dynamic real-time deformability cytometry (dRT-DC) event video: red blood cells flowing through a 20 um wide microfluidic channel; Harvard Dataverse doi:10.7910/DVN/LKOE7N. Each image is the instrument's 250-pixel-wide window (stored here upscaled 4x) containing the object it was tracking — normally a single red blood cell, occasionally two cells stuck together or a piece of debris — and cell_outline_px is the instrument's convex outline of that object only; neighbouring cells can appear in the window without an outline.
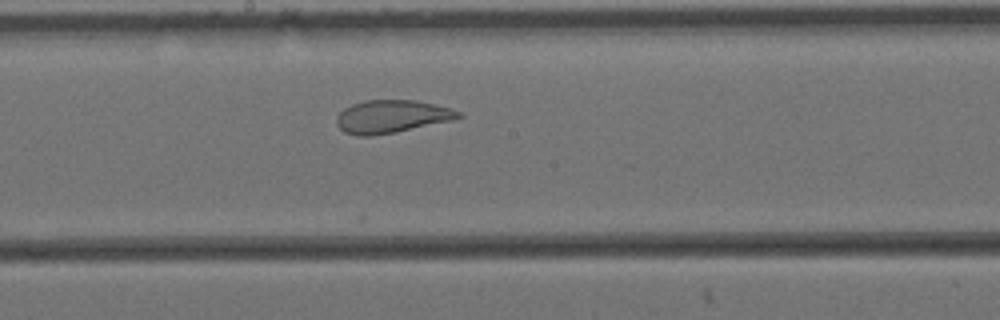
{"species": "Egyptian fruit bat (a non-hibernating species)", "species_latin": "Rousettus aegyptiacus", "temperature_condition": "cold", "stored_images_in_passage": 10, "camera_frame_rate_fps": 3000, "um_per_image_px": 0.085, "animal": {"sex": "female"}, "frame": {"image": 1, "passage_image": 9, "time_ms": 2.667, "image_size_px": [1000, 320], "cell_outline_px": [[464, 116], [452, 120], [396, 132], [372, 136], [356, 136], [344, 132], [336, 124], [336, 116], [344, 108], [352, 104], [364, 100], [416, 100], [452, 108], [460, 112]], "centroid_in_image_um": [33.27, 9.9], "position_along_channel_um": 214.9, "area_um2": 23.47}}